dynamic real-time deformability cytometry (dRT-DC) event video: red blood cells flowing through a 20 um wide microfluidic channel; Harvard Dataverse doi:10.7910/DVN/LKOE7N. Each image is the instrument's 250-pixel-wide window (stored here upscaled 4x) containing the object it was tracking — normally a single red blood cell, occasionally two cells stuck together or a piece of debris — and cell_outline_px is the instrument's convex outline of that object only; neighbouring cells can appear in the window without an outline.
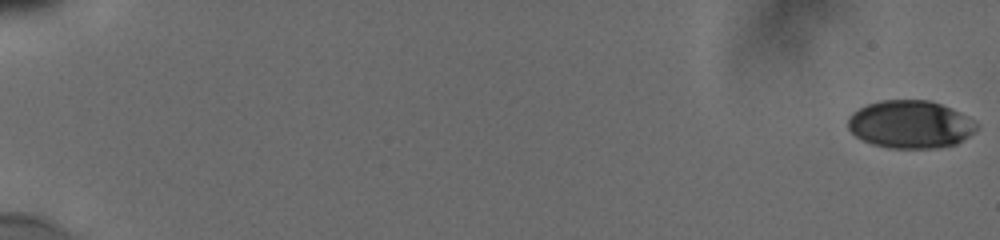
{"species": "human", "species_latin": "Homo sapiens", "temperature_condition": "cold", "stored_images_in_passage": 45, "camera_frame_rate_fps": 3000, "um_per_image_px": 0.085, "donor": {"sex": "male"}, "frame": {"image": 1, "passage_image": 1, "time_ms": 0.0, "image_size_px": [1000, 240], "cell_outline_px": [[976, 132], [956, 144], [936, 148], [888, 148], [872, 144], [856, 136], [848, 128], [848, 116], [852, 112], [868, 104], [880, 100], [928, 100], [952, 108], [976, 120]], "centroid_in_image_um": [77.39, 10.57], "position_along_channel_um": 7.6, "area_um2": 35.95}}
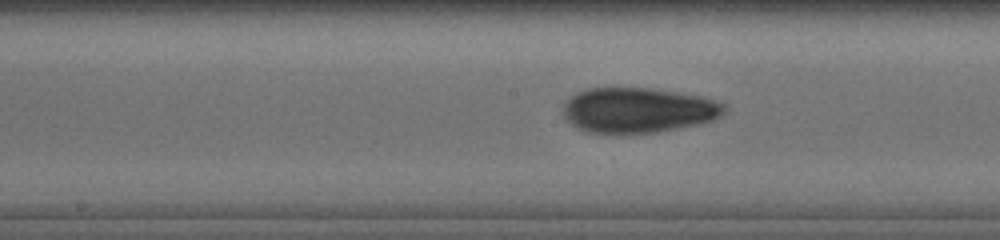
{"frame": {"image": 2, "passage_image": 28, "time_ms": 10.333, "image_size_px": [1000, 240], "cell_outline_px": [[724, 112], [720, 116], [712, 120], [700, 124], [656, 132], [624, 136], [620, 136], [588, 132], [576, 128], [564, 116], [564, 104], [576, 92], [588, 88], [652, 88], [700, 96], [712, 100], [720, 104], [724, 108]], "centroid_in_image_um": [54.17, 9.4], "position_along_channel_um": 194.0, "area_um2": 42.77}}
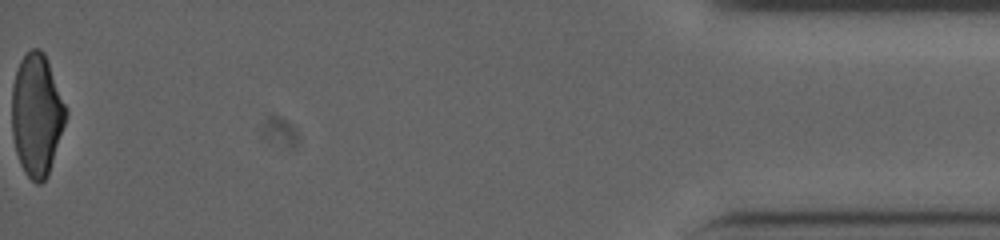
{"frame": {"image": 3, "passage_image": 45, "time_ms": 18.667, "image_size_px": [1000, 240], "cell_outline_px": [[68, 112], [48, 176], [40, 184], [36, 184], [24, 172], [20, 164], [16, 152], [12, 136], [12, 84], [16, 68], [20, 60], [32, 48], [40, 48], [44, 52]], "centroid_in_image_um": [3.1, 9.77], "position_along_channel_um": 432.1, "area_um2": 38.38}, "authors_computed_cell_mechanics": {"area_um2": 40.2288, "velocity_mm_per_s": 3.8545, "shape_relaxation_time_tau1_ms": 4.6909, "shape_relaxation_time_tau2_ms": 2.1354, "deformation_change_tau1": 0.1539, "deformation_change_tau2": 0.0687}}